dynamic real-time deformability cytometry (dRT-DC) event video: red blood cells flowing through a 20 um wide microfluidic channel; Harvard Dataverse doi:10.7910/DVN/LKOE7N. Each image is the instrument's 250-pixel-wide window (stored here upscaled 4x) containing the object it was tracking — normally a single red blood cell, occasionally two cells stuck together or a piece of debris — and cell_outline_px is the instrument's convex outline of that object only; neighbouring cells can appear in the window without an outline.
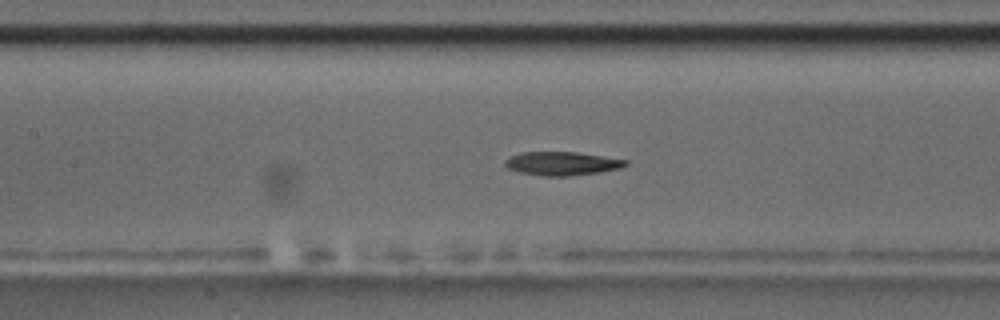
{"species": "common noctule bat (a hibernating species)", "species_latin": "Nyctalus noctula", "temperature_condition": "room temperature", "stored_images_in_passage": 40, "camera_frame_rate_fps": 3000, "um_per_image_px": 0.085, "animal": {"sex": "male", "body_mass_g": 17.5, "forearm_length_mm": 52.3}, "frame": {"image": 1, "passage_image": 10, "time_ms": 3.0, "image_size_px": [1000, 320], "cell_outline_px": [[628, 164], [620, 168], [596, 172], [568, 176], [540, 176], [520, 172], [508, 168], [504, 164], [504, 160], [520, 152], [576, 152], [628, 160]], "centroid_in_image_um": [47.74, 13.89], "position_along_channel_um": 159.7, "area_um2": 16.42}}
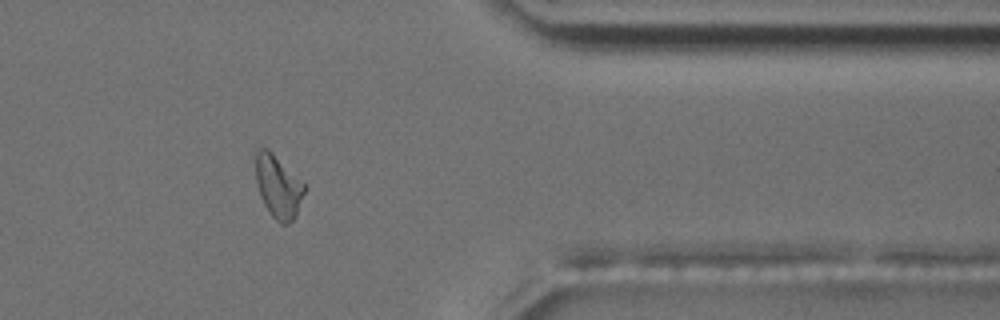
{"frame": {"image": 2, "passage_image": 30, "time_ms": 9.667, "image_size_px": [1000, 320], "cell_outline_px": [[308, 184], [296, 216], [288, 224], [280, 224], [272, 216], [264, 204], [260, 196], [256, 184], [256, 152], [260, 148], [268, 148]], "centroid_in_image_um": [23.69, 15.84], "position_along_channel_um": 387.7, "area_um2": 18.26}}
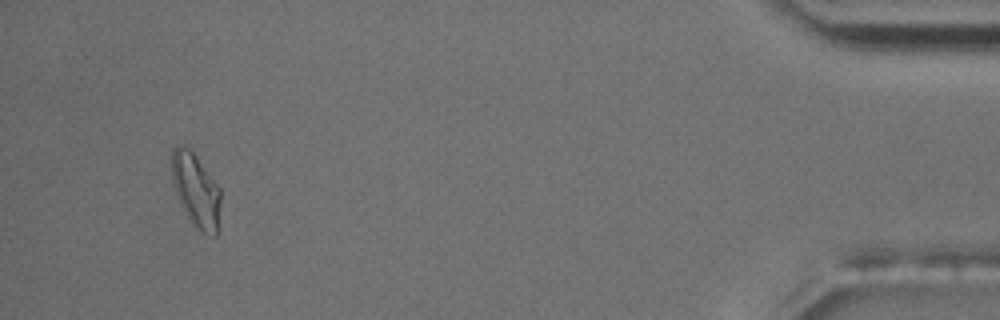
{"frame": {"image": 3, "passage_image": 37, "time_ms": 12.0, "image_size_px": [1000, 320], "cell_outline_px": [[220, 200], [216, 236], [212, 236], [204, 232], [192, 224], [180, 204], [176, 196], [172, 184], [172, 148], [176, 144], [184, 144], [196, 156], [220, 188]], "centroid_in_image_um": [16.62, 16.13], "position_along_channel_um": 418.6, "area_um2": 20.87}, "authors_computed_cell_mechanics": {"area_um2": 16.9932, "velocity_mm_per_s": 3.677, "shape_relaxation_time_tau1_ms": 5.4903, "shape_relaxation_time_tau2_ms": null, "deformation_change_tau1": 0.2068, "deformation_change_tau2": null}}